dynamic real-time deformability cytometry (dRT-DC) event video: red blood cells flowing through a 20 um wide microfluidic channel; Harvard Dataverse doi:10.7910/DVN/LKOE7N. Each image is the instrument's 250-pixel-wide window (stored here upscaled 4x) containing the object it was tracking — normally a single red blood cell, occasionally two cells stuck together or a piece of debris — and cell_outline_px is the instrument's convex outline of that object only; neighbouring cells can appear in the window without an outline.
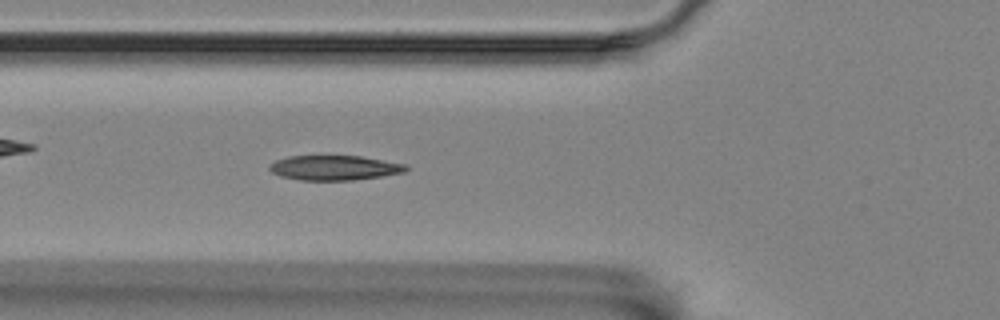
{"species": "Egyptian fruit bat (a non-hibernating species)", "species_latin": "Rousettus aegyptiacus", "temperature_condition": "room temperature", "stored_images_in_passage": 47, "camera_frame_rate_fps": 3000, "um_per_image_px": 0.085, "animal": {"sex": "female"}, "frame": {"image": 1, "passage_image": 13, "time_ms": 4.0, "image_size_px": [1000, 320], "cell_outline_px": [[408, 168], [404, 172], [380, 176], [352, 180], [300, 180], [280, 176], [272, 172], [268, 168], [276, 160], [288, 156], [360, 156], [408, 164]], "centroid_in_image_um": [28.43, 14.26], "position_along_channel_um": 97.4, "area_um2": 19.59}}
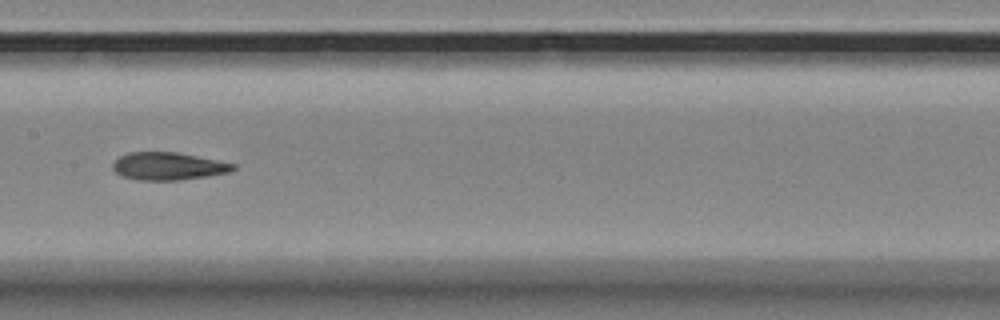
{"frame": {"image": 2, "passage_image": 21, "time_ms": 6.667, "image_size_px": [1000, 320], "cell_outline_px": [[236, 168], [228, 172], [180, 180], [140, 180], [124, 176], [116, 172], [112, 168], [112, 164], [120, 156], [128, 152], [176, 152], [236, 164]], "centroid_in_image_um": [14.27, 14.12], "position_along_channel_um": 193.1, "area_um2": 19.07}}
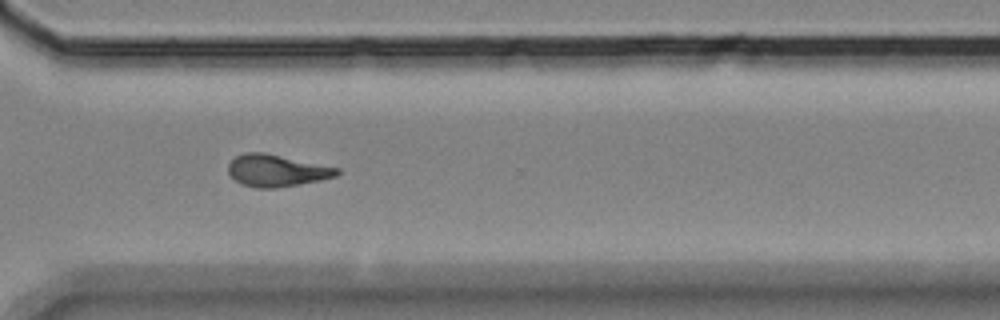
{"frame": {"image": 3, "passage_image": 34, "time_ms": 11.0, "image_size_px": [1000, 320], "cell_outline_px": [[340, 172], [336, 176], [320, 180], [276, 188], [256, 188], [240, 184], [228, 172], [228, 164], [236, 156], [244, 152], [264, 152], [340, 168]], "centroid_in_image_um": [23.5, 14.49], "position_along_channel_um": 347.1, "area_um2": 20.23}, "authors_computed_cell_mechanics": {"area_um2": 19.5364, "velocity_mm_per_s": 3.5668, "shape_relaxation_time_tau1_ms": 8.571, "shape_relaxation_time_tau2_ms": 3.2205, "deformation_change_tau1": 0.2214, "deformation_change_tau2": 0.1003}}